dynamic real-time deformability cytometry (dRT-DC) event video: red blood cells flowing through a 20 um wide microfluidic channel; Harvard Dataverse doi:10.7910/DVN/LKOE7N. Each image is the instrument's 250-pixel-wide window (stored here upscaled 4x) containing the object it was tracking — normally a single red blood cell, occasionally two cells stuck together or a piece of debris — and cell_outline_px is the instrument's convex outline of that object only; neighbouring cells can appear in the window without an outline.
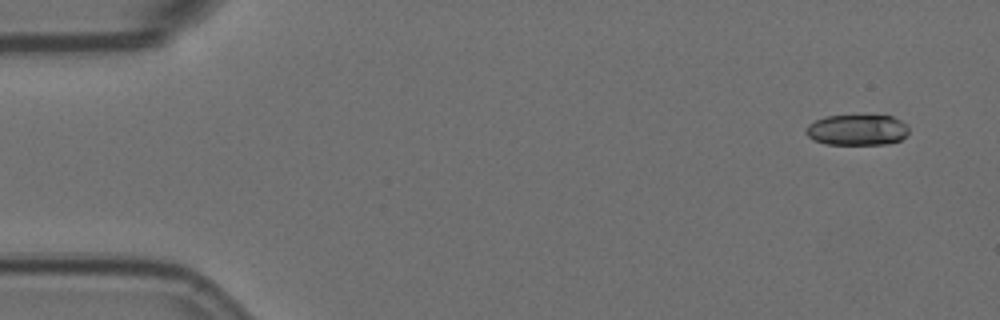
{"species": "Egyptian fruit bat (a non-hibernating species)", "species_latin": "Rousettus aegyptiacus", "temperature_condition": "room temperature", "stored_images_in_passage": 6, "camera_frame_rate_fps": 3000, "um_per_image_px": 0.085, "animal": {"sex": "female"}, "frame": {"image": 1, "passage_image": 1, "time_ms": 0.0, "image_size_px": [1000, 320], "cell_outline_px": [[908, 132], [900, 140], [888, 144], [828, 144], [812, 140], [804, 132], [808, 124], [824, 116], [892, 116], [900, 120], [908, 128]], "centroid_in_image_um": [72.82, 11.05], "position_along_channel_um": 12.2, "area_um2": 18.32}}
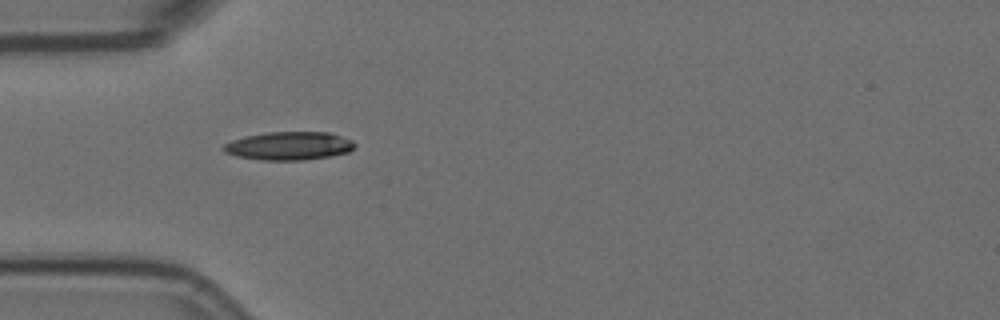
{"frame": {"image": 2, "passage_image": 5, "time_ms": 1.333, "image_size_px": [1000, 320], "cell_outline_px": [[356, 144], [348, 152], [328, 156], [304, 160], [264, 160], [236, 156], [224, 152], [220, 148], [224, 144], [232, 140], [244, 136], [268, 132], [328, 132], [352, 140]], "centroid_in_image_um": [24.52, 12.39], "position_along_channel_um": 60.5, "area_um2": 21.56}}
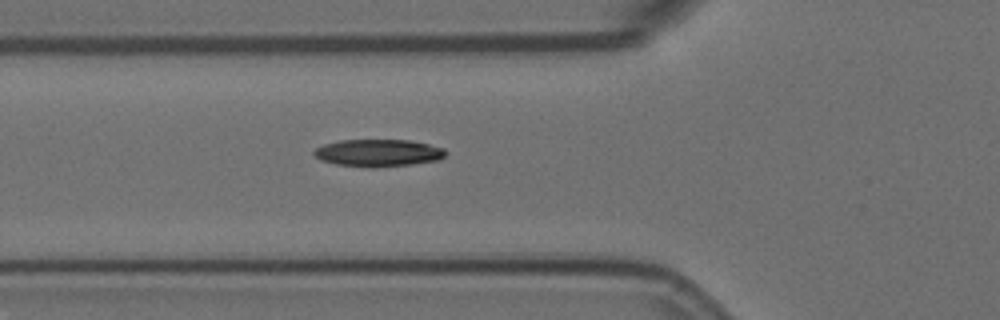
{"frame": {"image": 3, "passage_image": 6, "time_ms": 1.667, "image_size_px": [1000, 320], "cell_outline_px": [[444, 156], [436, 160], [412, 164], [372, 168], [336, 164], [320, 160], [312, 152], [316, 148], [324, 144], [340, 140], [408, 140], [428, 144], [444, 148]], "centroid_in_image_um": [32.1, 13.0], "position_along_channel_um": 93.7, "area_um2": 20.75}}